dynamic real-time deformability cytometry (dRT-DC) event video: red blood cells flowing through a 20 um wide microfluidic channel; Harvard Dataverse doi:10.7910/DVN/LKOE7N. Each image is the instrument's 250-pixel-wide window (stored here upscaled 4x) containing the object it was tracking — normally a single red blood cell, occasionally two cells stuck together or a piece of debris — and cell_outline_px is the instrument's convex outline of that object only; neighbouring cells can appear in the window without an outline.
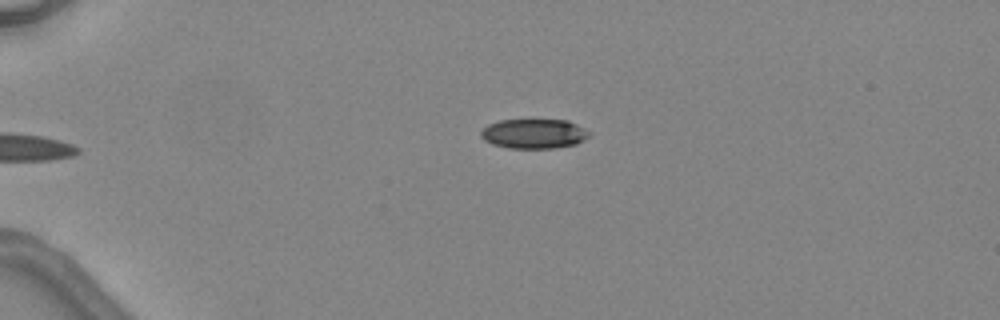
{"species": "common noctule bat (a hibernating species)", "species_latin": "Nyctalus noctula", "temperature_condition": "warm", "stored_images_in_passage": 3, "camera_frame_rate_fps": 3000, "um_per_image_px": 0.085, "animal": {"sex": "female", "body_mass_g": 24.6, "forearm_length_mm": 56.2}, "frame": {"image": 1, "passage_image": 3, "time_ms": 3.333, "image_size_px": [1000, 320], "cell_outline_px": [[592, 132], [584, 140], [576, 144], [556, 148], [508, 148], [492, 144], [484, 140], [480, 136], [480, 132], [488, 124], [500, 120], [568, 120]], "centroid_in_image_um": [45.39, 11.37], "position_along_channel_um": 39.6, "area_um2": 18.79}}